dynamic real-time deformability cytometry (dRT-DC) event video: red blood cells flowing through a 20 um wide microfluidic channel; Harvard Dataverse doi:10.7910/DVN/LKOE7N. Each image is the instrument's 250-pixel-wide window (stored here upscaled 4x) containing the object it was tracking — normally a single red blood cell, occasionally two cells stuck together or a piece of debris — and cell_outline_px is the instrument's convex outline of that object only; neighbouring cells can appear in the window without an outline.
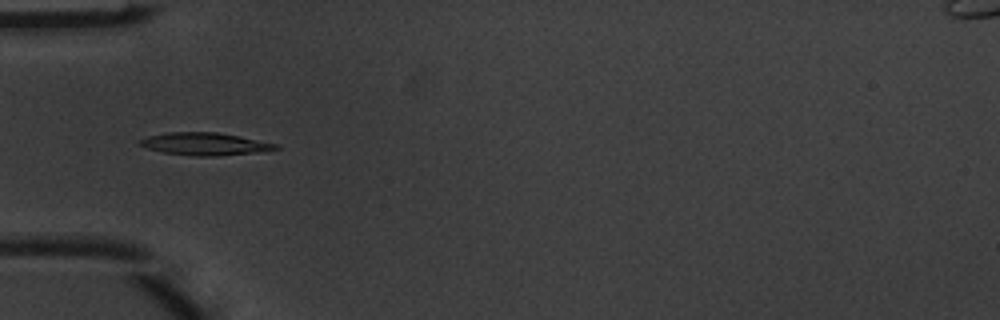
{"species": "common noctule bat (a hibernating species)", "species_latin": "Nyctalus noctula", "temperature_condition": "warm", "stored_images_in_passage": 4, "camera_frame_rate_fps": 3000, "um_per_image_px": 0.085, "animal": {"sex": "male", "body_mass_g": 20.1, "forearm_length_mm": 53.5}, "frame": {"image": 1, "passage_image": 3, "time_ms": 0.667, "image_size_px": [1000, 320], "cell_outline_px": [[280, 148], [256, 152], [216, 156], [192, 156], [164, 152], [148, 148], [136, 144], [136, 140], [148, 136], [168, 132], [216, 132], [240, 136], [276, 144]], "centroid_in_image_um": [17.33, 12.23], "position_along_channel_um": 67.7, "area_um2": 17.74}}